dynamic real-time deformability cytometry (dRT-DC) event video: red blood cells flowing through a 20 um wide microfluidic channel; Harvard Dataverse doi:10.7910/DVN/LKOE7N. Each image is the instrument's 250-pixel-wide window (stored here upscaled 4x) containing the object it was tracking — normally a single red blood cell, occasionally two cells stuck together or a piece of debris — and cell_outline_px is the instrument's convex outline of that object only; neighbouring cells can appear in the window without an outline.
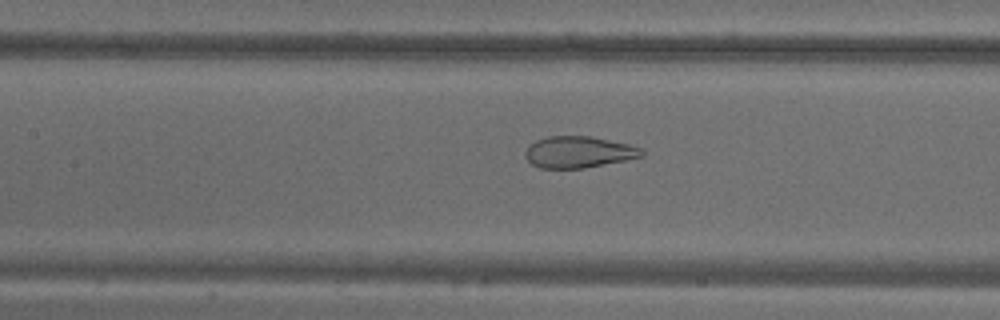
{"species": "common noctule bat (a hibernating species)", "species_latin": "Nyctalus noctula", "temperature_condition": "warm", "stored_images_in_passage": 55, "camera_frame_rate_fps": 3000, "um_per_image_px": 0.085, "animal": {"sex": "male", "body_mass_g": 18.8}, "frame": {"image": 1, "passage_image": 25, "time_ms": 8.0, "image_size_px": [1000, 320], "cell_outline_px": [[644, 156], [584, 168], [540, 168], [532, 164], [524, 156], [524, 152], [528, 144], [536, 140], [548, 136], [592, 136], [628, 144], [640, 148], [644, 152]], "centroid_in_image_um": [49.14, 12.92], "position_along_channel_um": 158.3, "area_um2": 21.39}}
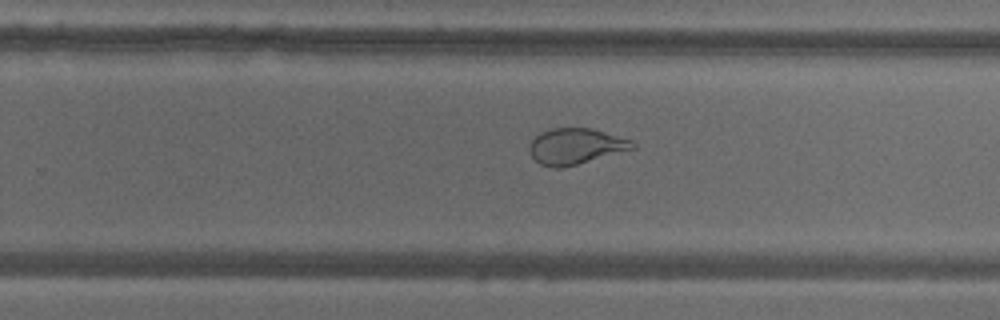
{"frame": {"image": 2, "passage_image": 35, "time_ms": 11.333, "image_size_px": [1000, 320], "cell_outline_px": [[636, 148], [576, 164], [560, 168], [552, 168], [540, 164], [532, 156], [528, 148], [532, 140], [540, 132], [548, 128], [592, 128], [632, 140], [636, 144]], "centroid_in_image_um": [48.92, 12.42], "position_along_channel_um": 280.9, "area_um2": 21.5}}
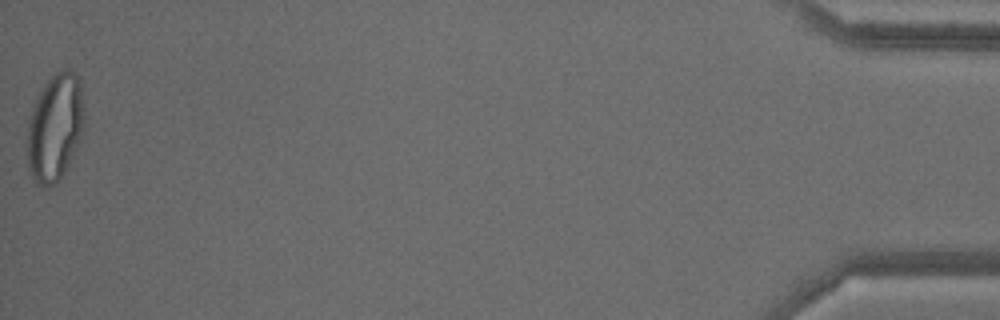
{"frame": {"image": 3, "passage_image": 55, "time_ms": 18.0, "image_size_px": [1000, 320], "cell_outline_px": [[84, 128], [80, 140], [60, 180], [48, 188], [44, 188], [36, 184], [28, 168], [24, 148], [28, 116], [36, 96], [44, 84], [56, 72], [64, 68], [68, 68], [76, 76], [80, 84], [84, 108]], "centroid_in_image_um": [4.62, 10.87], "position_along_channel_um": 430.6, "area_um2": 36.7}}